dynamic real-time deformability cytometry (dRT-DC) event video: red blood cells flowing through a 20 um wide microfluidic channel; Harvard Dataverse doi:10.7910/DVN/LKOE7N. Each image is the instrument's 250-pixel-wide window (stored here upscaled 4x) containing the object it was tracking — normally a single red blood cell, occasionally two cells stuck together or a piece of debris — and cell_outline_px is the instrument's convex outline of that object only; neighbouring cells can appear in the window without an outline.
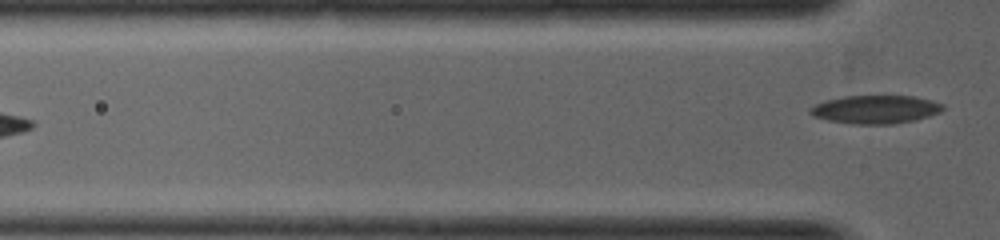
{"species": "common noctule bat (a hibernating species)", "species_latin": "Nyctalus noctula", "temperature_condition": "warm", "stored_images_in_passage": 7, "segment_of_instrument_passage": [2, 2], "camera_frame_rate_fps": 5000, "um_per_image_px": 0.085, "animal": {"sex": "female", "body_mass_g": 19.0, "forearm_length_mm": 53.3}, "frame": {"image": 1, "passage_image": 7, "time_ms": 2.4, "image_size_px": [1000, 240], "cell_outline_px": [[944, 108], [940, 112], [928, 116], [912, 120], [892, 124], [852, 124], [828, 120], [812, 116], [808, 112], [808, 108], [824, 100], [844, 96], [916, 96], [932, 100], [944, 104]], "centroid_in_image_um": [74.39, 9.29], "position_along_channel_um": 51.4, "area_um2": 21.96}}